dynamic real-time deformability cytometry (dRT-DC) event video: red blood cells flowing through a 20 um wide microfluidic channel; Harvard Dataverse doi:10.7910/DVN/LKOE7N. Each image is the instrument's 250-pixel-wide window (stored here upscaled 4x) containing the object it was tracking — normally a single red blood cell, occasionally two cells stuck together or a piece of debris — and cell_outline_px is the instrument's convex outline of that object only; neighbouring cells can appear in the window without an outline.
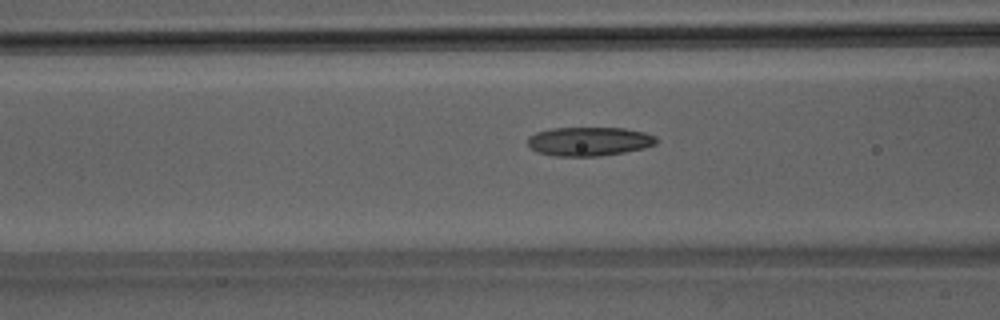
{"species": "Egyptian fruit bat (a non-hibernating species)", "species_latin": "Rousettus aegyptiacus", "temperature_condition": "room temperature", "stored_images_in_passage": 50, "camera_frame_rate_fps": 3000, "um_per_image_px": 0.085, "animal": {"sex": "male"}, "frame": {"image": 1, "passage_image": 20, "time_ms": 6.333, "image_size_px": [1000, 320], "cell_outline_px": [[656, 144], [644, 148], [624, 152], [600, 156], [552, 156], [536, 152], [528, 144], [528, 136], [536, 132], [552, 128], [624, 128], [644, 132], [656, 136]], "centroid_in_image_um": [50.06, 12.02], "position_along_channel_um": 116.5, "area_um2": 21.73}}
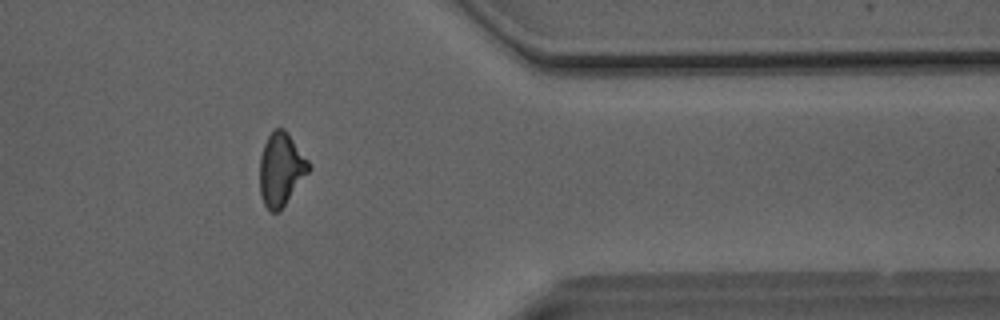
{"frame": {"image": 2, "passage_image": 41, "time_ms": 13.333, "image_size_px": [1000, 320], "cell_outline_px": [[312, 168], [284, 204], [276, 212], [272, 212], [264, 204], [260, 192], [260, 156], [264, 144], [268, 136], [276, 128], [284, 128], [288, 132], [308, 160]], "centroid_in_image_um": [23.89, 14.35], "position_along_channel_um": 387.5, "area_um2": 20.52}}
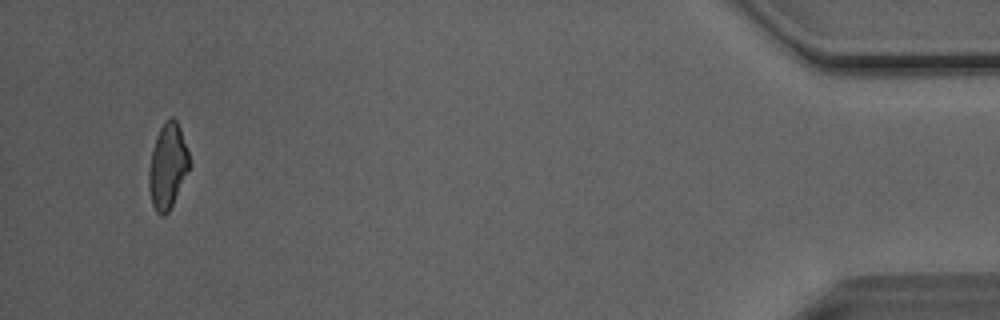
{"frame": {"image": 3, "passage_image": 48, "time_ms": 15.667, "image_size_px": [1000, 320], "cell_outline_px": [[192, 164], [168, 212], [164, 216], [160, 216], [156, 212], [152, 204], [148, 184], [148, 168], [156, 136], [164, 120], [172, 116], [176, 120], [180, 128]], "centroid_in_image_um": [14.25, 14.11], "position_along_channel_um": 421.0, "area_um2": 20.17}, "authors_computed_cell_mechanics": {"area_um2": 21.2126, "velocity_mm_per_s": 4.1081, "shape_relaxation_time_tau1_ms": null, "shape_relaxation_time_tau2_ms": 2.9674, "deformation_change_tau1": null, "deformation_change_tau2": 0.1102}}